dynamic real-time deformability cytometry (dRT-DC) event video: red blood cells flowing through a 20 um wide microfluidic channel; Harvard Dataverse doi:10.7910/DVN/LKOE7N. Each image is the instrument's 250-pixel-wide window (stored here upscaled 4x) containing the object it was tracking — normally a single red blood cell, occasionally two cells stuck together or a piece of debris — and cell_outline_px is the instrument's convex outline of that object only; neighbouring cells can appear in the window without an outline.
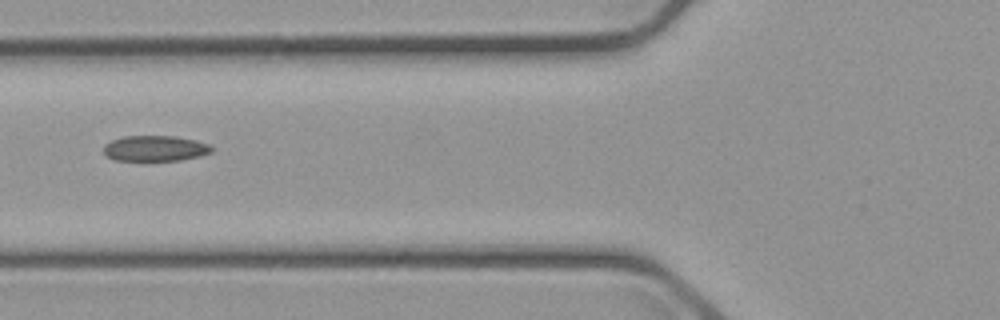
{"species": "common noctule bat (a hibernating species)", "species_latin": "Nyctalus noctula", "temperature_condition": "cold", "stored_images_in_passage": 2, "camera_frame_rate_fps": 3000, "um_per_image_px": 0.085, "animal": {"sex": "male", "body_mass_g": 23.1, "forearm_length_mm": 52.7}, "frame": {"image": 1, "passage_image": 2, "time_ms": 2.0, "image_size_px": [1000, 320], "cell_outline_px": [[212, 152], [200, 156], [180, 160], [116, 160], [108, 156], [104, 152], [104, 144], [112, 140], [124, 136], [176, 136], [196, 140], [208, 144], [212, 148]], "centroid_in_image_um": [13.2, 12.6], "position_along_channel_um": 112.6, "area_um2": 16.01}}